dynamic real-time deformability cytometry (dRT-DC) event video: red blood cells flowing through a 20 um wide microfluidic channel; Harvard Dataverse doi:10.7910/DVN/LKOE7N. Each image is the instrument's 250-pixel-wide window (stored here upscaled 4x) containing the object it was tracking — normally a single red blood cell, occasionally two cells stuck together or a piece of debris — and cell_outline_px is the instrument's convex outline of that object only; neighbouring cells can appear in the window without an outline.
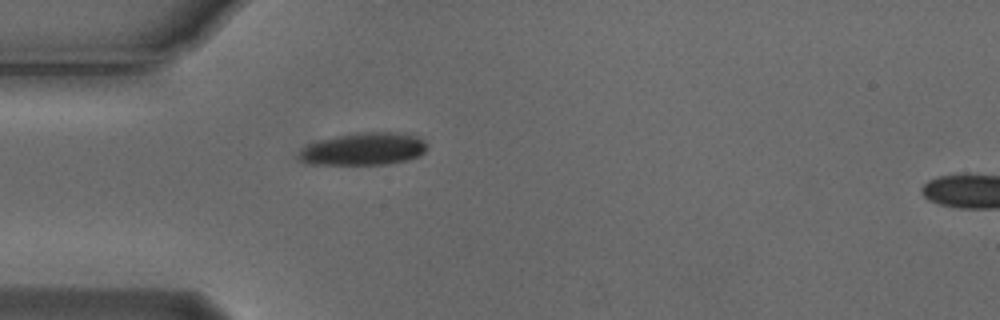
{"species": "Egyptian fruit bat (a non-hibernating species)", "species_latin": "Rousettus aegyptiacus", "temperature_condition": "cold", "stored_images_in_passage": 1, "camera_frame_rate_fps": 3000, "um_per_image_px": 0.085, "animal": {"sex": "male"}, "frame": {"image": 1, "passage_image": 1, "time_ms": 0.0, "image_size_px": [1000, 320], "cell_outline_px": [[428, 148], [420, 156], [408, 160], [392, 164], [308, 164], [300, 160], [296, 156], [300, 148], [308, 144], [320, 140], [336, 136], [356, 132], [396, 132], [416, 136], [424, 140], [428, 144]], "centroid_in_image_um": [30.91, 12.66], "position_along_channel_um": 54.1, "area_um2": 24.62}}